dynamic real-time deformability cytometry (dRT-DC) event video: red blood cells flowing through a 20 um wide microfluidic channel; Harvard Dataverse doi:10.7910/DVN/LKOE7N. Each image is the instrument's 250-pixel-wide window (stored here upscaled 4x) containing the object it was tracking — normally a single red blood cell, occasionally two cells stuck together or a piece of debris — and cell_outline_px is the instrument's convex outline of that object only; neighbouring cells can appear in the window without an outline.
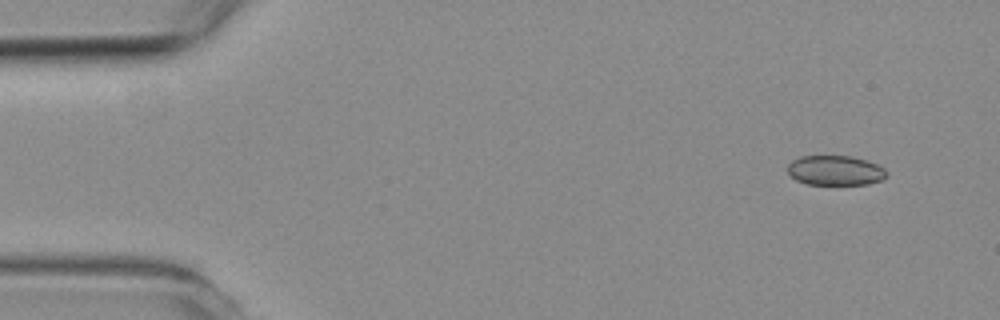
{"species": "common noctule bat (a hibernating species)", "species_latin": "Nyctalus noctula", "temperature_condition": "room temperature", "stored_images_in_passage": 4, "camera_frame_rate_fps": 3000, "um_per_image_px": 0.085, "animal": {"sex": "female", "body_mass_g": 19.3, "forearm_length_mm": 54.1}, "frame": {"image": 1, "passage_image": 1, "time_ms": 0.0, "image_size_px": [1000, 320], "cell_outline_px": [[888, 176], [880, 180], [868, 184], [808, 184], [796, 180], [788, 172], [788, 164], [792, 160], [800, 156], [852, 156], [868, 160], [884, 168], [888, 172]], "centroid_in_image_um": [71.02, 14.48], "position_along_channel_um": 14.0, "area_um2": 17.22}}